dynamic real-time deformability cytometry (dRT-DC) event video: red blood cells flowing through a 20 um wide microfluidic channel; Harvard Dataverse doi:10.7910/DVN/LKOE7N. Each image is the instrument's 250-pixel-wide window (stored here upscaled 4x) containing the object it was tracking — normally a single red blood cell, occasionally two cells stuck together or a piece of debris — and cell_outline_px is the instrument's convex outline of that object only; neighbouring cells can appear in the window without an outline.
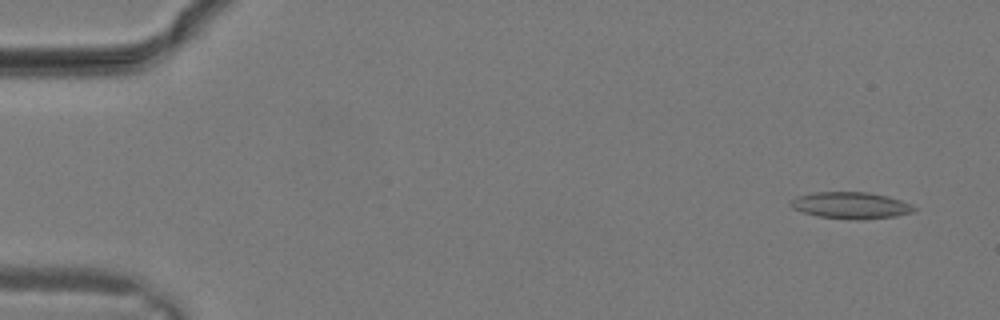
{"species": "common noctule bat (a hibernating species)", "species_latin": "Nyctalus noctula", "temperature_condition": "warm", "stored_images_in_passage": 16, "camera_frame_rate_fps": 3000, "um_per_image_px": 0.085, "animal": {"sex": "male", "body_mass_g": 19.2, "forearm_length_mm": 51.8}, "frame": {"image": 1, "passage_image": 1, "time_ms": 0.0, "image_size_px": [1000, 320], "cell_outline_px": [[916, 208], [912, 212], [896, 216], [864, 220], [852, 220], [816, 216], [792, 208], [788, 204], [796, 196], [812, 192], [868, 192], [888, 196], [912, 204]], "centroid_in_image_um": [72.3, 17.46], "position_along_channel_um": 12.7, "area_um2": 19.36}}
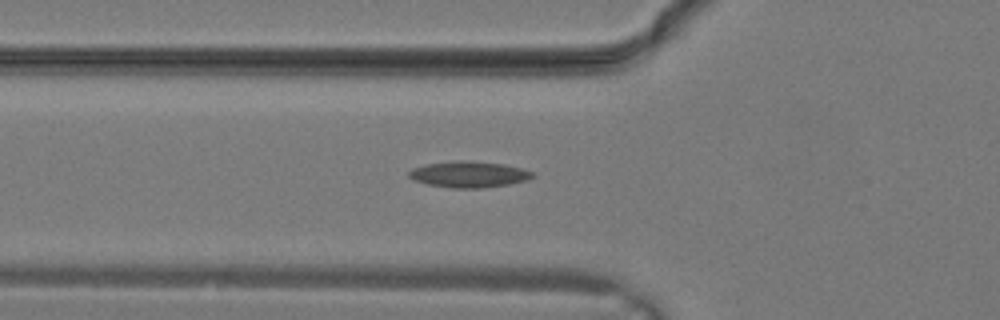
{"frame": {"image": 2, "passage_image": 10, "time_ms": 3.0, "image_size_px": [1000, 320], "cell_outline_px": [[536, 176], [528, 180], [508, 184], [480, 188], [452, 188], [428, 184], [412, 180], [408, 176], [408, 172], [412, 168], [428, 164], [460, 160], [464, 160], [504, 164], [520, 168], [532, 172]], "centroid_in_image_um": [39.84, 14.82], "position_along_channel_um": 86.0, "area_um2": 18.73}}
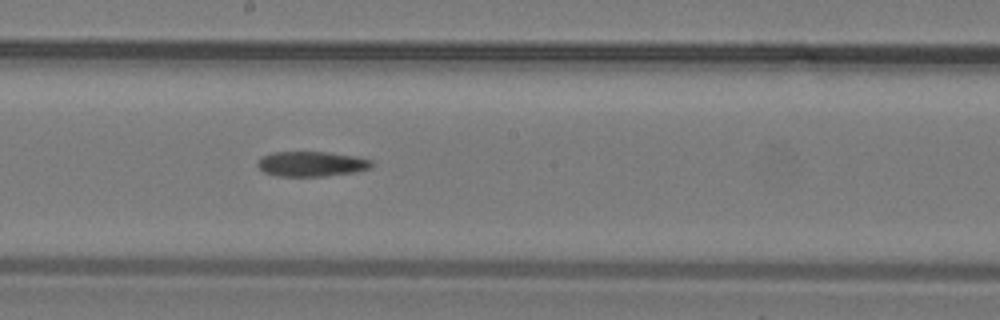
{"frame": {"image": 3, "passage_image": 16, "time_ms": 5.0, "image_size_px": [1000, 320], "cell_outline_px": [[376, 164], [372, 168], [352, 172], [324, 176], [276, 176], [264, 172], [256, 164], [260, 156], [272, 152], [328, 152], [356, 156], [372, 160]], "centroid_in_image_um": [26.48, 13.92], "position_along_channel_um": 221.7, "area_um2": 16.82}}